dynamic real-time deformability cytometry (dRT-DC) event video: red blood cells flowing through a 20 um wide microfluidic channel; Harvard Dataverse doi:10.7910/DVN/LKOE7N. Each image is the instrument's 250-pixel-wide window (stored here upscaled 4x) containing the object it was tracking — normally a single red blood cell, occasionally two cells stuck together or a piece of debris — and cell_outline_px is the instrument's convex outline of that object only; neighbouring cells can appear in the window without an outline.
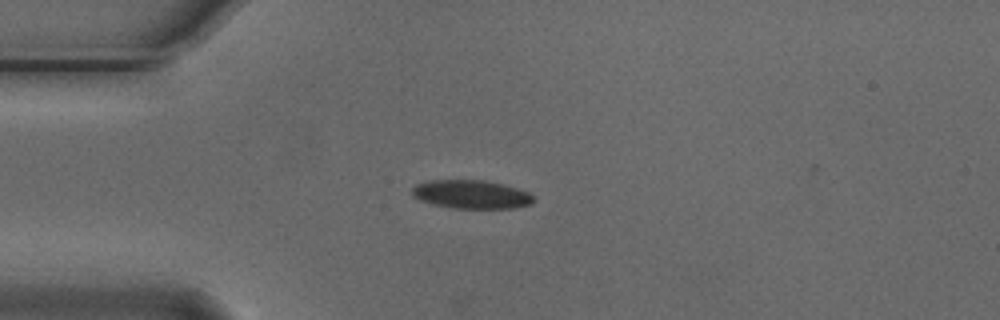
{"species": "Egyptian fruit bat (a non-hibernating species)", "species_latin": "Rousettus aegyptiacus", "temperature_condition": "cold", "stored_images_in_passage": 5, "camera_frame_rate_fps": 3000, "um_per_image_px": 0.085, "animal": {"sex": "male"}, "frame": {"image": 1, "passage_image": 3, "time_ms": 0.667, "image_size_px": [1000, 320], "cell_outline_px": [[536, 200], [532, 204], [516, 208], [452, 208], [432, 204], [420, 200], [412, 196], [412, 188], [416, 184], [432, 180], [484, 180], [516, 188], [528, 192]], "centroid_in_image_um": [40.06, 16.53], "position_along_channel_um": 44.9, "area_um2": 20.17}}
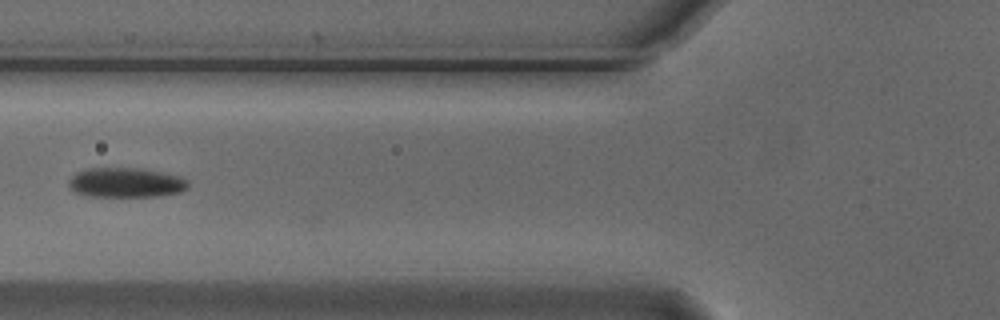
{"frame": {"image": 2, "passage_image": 5, "time_ms": 1.333, "image_size_px": [1000, 320], "cell_outline_px": [[188, 188], [180, 192], [160, 196], [88, 196], [72, 192], [68, 184], [68, 180], [76, 172], [88, 168], [144, 168], [180, 176], [188, 180]], "centroid_in_image_um": [10.69, 15.51], "position_along_channel_um": 115.1, "area_um2": 20.92}}